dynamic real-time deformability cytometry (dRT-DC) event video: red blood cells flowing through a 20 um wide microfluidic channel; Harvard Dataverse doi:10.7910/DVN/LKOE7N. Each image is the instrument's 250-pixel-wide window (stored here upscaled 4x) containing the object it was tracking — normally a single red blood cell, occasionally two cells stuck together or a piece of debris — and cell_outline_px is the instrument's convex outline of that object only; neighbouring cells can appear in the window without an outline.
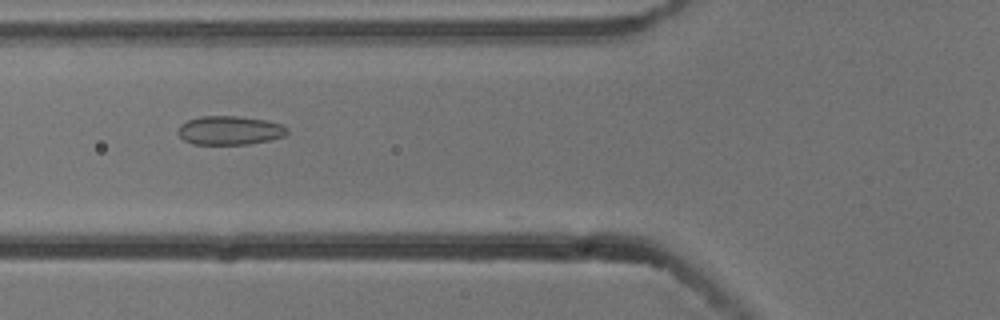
{"species": "common noctule bat (a hibernating species)", "species_latin": "Nyctalus noctula", "temperature_condition": "cold", "stored_images_in_passage": 7, "camera_frame_rate_fps": 3000, "um_per_image_px": 0.085, "animal": {"sex": "male", "body_mass_g": 13.3}, "frame": {"image": 1, "passage_image": 6, "time_ms": 1.667, "image_size_px": [1000, 320], "cell_outline_px": [[288, 132], [284, 136], [268, 140], [248, 144], [192, 144], [184, 140], [180, 136], [180, 124], [188, 120], [200, 116], [240, 116], [264, 120], [280, 124], [288, 128]], "centroid_in_image_um": [19.53, 11.08], "position_along_channel_um": 106.3, "area_um2": 18.15}}
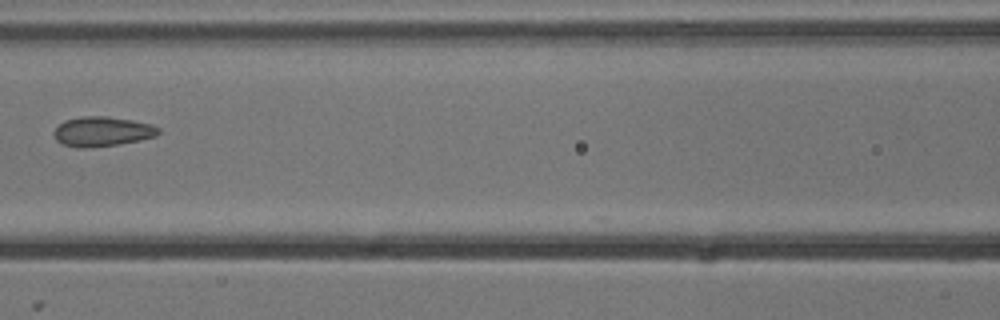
{"frame": {"image": 2, "passage_image": 7, "time_ms": 2.0, "image_size_px": [1000, 320], "cell_outline_px": [[160, 132], [156, 136], [116, 144], [88, 148], [80, 148], [64, 144], [56, 140], [52, 132], [64, 120], [80, 116], [104, 116], [132, 120], [152, 124], [160, 128]], "centroid_in_image_um": [8.67, 11.16], "position_along_channel_um": 157.9, "area_um2": 17.98}}